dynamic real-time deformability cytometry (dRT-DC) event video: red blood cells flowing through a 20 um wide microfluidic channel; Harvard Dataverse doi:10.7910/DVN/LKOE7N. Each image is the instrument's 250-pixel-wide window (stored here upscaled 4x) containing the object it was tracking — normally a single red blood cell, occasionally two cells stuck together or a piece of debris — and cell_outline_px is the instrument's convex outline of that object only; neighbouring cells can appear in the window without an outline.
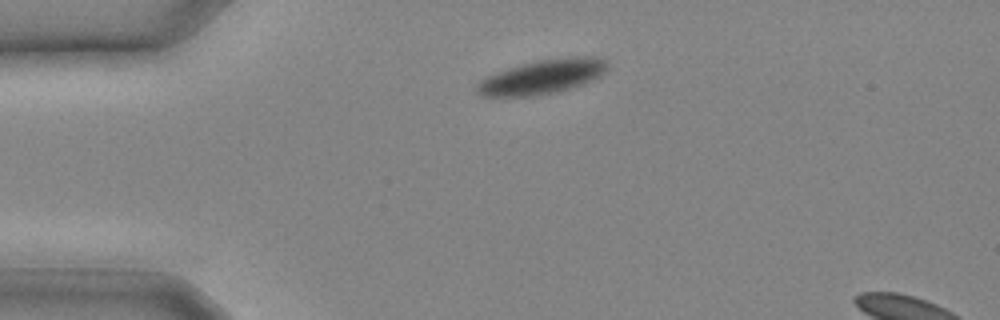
{"species": "common noctule bat (a hibernating species)", "species_latin": "Nyctalus noctula", "temperature_condition": "cold", "stored_images_in_passage": 3, "camera_frame_rate_fps": 3000, "um_per_image_px": 0.085, "animal": {"sex": "male", "body_mass_g": 20.4}, "frame": {"image": 1, "passage_image": 1, "time_ms": 0.0, "image_size_px": [1000, 320], "cell_outline_px": [[608, 68], [600, 76], [580, 84], [568, 88], [552, 92], [528, 96], [480, 96], [476, 92], [476, 84], [480, 80], [488, 76], [508, 68], [540, 60], [572, 56], [596, 56], [604, 60], [608, 64]], "centroid_in_image_um": [46.09, 6.51], "position_along_channel_um": 38.9, "area_um2": 25.55}}